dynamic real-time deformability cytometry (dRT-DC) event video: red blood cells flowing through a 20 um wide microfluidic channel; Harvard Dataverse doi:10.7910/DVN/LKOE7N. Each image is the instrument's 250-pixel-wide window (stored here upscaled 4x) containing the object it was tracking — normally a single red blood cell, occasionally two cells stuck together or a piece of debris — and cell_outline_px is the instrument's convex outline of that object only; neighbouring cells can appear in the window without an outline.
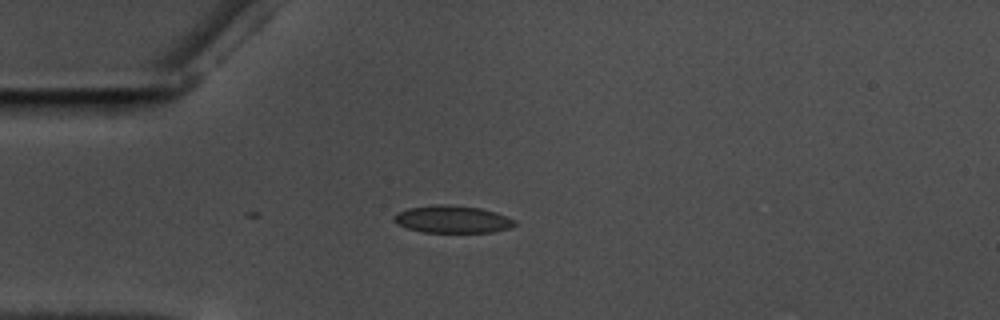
{"species": "common noctule bat (a hibernating species)", "species_latin": "Nyctalus noctula", "temperature_condition": "warm", "stored_images_in_passage": 2, "camera_frame_rate_fps": 3000, "um_per_image_px": 0.085, "animal": {"sex": "male", "body_mass_g": 17.5, "forearm_length_mm": 52.3}, "frame": {"image": 1, "passage_image": 2, "time_ms": 0.333, "image_size_px": [1000, 320], "cell_outline_px": [[516, 224], [512, 228], [492, 232], [424, 232], [408, 228], [396, 224], [392, 220], [396, 212], [408, 208], [436, 204], [444, 204], [480, 208], [496, 212], [516, 220]], "centroid_in_image_um": [38.45, 18.64], "position_along_channel_um": 46.5, "area_um2": 19.36}}